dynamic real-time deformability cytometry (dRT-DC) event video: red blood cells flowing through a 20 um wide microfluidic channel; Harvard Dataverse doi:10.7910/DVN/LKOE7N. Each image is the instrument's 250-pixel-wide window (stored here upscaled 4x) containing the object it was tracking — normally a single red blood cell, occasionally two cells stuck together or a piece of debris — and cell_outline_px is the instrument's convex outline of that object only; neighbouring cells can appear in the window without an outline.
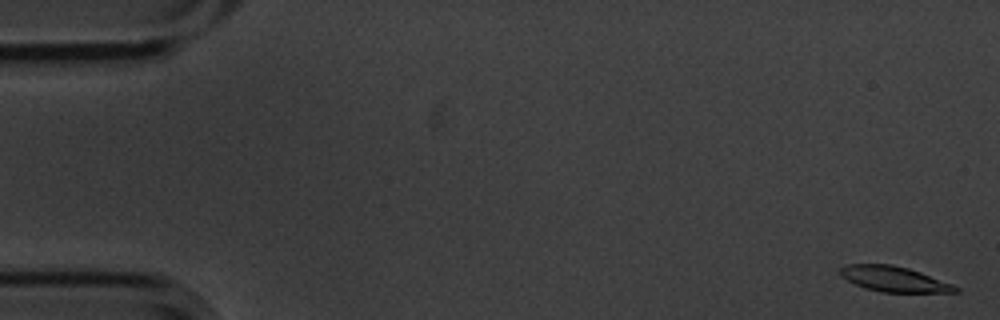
{"species": "common noctule bat (a hibernating species)", "species_latin": "Nyctalus noctula", "temperature_condition": "cold", "stored_images_in_passage": 5, "camera_frame_rate_fps": 3000, "um_per_image_px": 0.085, "animal": {"sex": "male", "body_mass_g": 20.1, "forearm_length_mm": 53.5}, "frame": {"image": 1, "passage_image": 1, "time_ms": 0.0, "image_size_px": [1000, 320], "cell_outline_px": [[960, 292], [880, 292], [864, 288], [840, 276], [840, 268], [848, 264], [892, 264], [908, 268], [920, 272], [952, 284], [960, 288]], "centroid_in_image_um": [75.99, 23.72], "position_along_channel_um": 9.0, "area_um2": 16.94}}
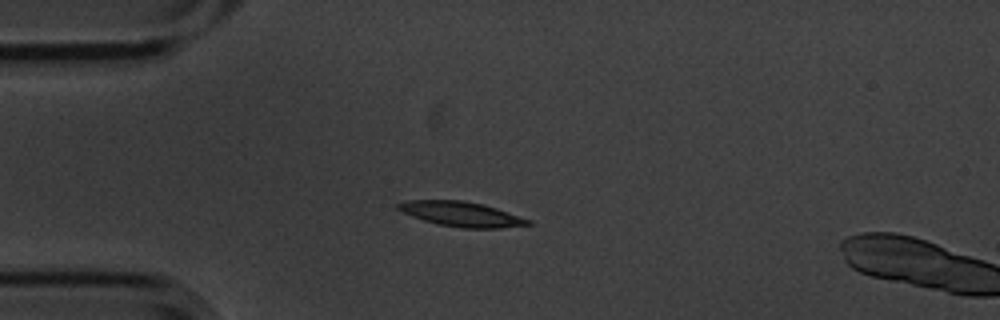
{"frame": {"image": 2, "passage_image": 4, "time_ms": 1.0, "image_size_px": [1000, 320], "cell_outline_px": [[532, 224], [500, 228], [464, 228], [440, 224], [424, 220], [412, 216], [396, 208], [396, 204], [408, 200], [464, 200], [484, 204], [532, 220]], "centroid_in_image_um": [39.24, 18.19], "position_along_channel_um": 45.8, "area_um2": 18.67}}